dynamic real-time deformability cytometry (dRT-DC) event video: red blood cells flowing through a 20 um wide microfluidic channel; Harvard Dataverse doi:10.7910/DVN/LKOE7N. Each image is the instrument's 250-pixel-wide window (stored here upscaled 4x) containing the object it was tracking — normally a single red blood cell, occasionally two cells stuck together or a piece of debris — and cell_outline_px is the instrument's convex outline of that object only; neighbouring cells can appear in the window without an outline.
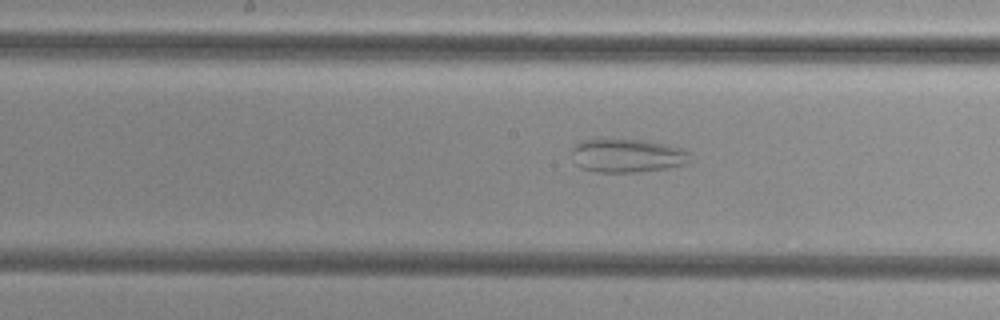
{"species": "common noctule bat (a hibernating species)", "species_latin": "Nyctalus noctula", "temperature_condition": "cold", "stored_images_in_passage": 55, "camera_frame_rate_fps": 3000, "um_per_image_px": 0.085, "animal": {"sex": "female", "body_mass_g": 29.2, "forearm_length_mm": 56.3}, "frame": {"image": 1, "passage_image": 29, "time_ms": 9.333, "image_size_px": [1000, 320], "cell_outline_px": [[692, 160], [688, 164], [664, 168], [636, 172], [596, 172], [580, 168], [576, 164], [572, 152], [572, 148], [580, 140], [644, 140], [664, 144], [680, 148], [692, 152]], "centroid_in_image_um": [53.36, 13.24], "position_along_channel_um": 194.8, "area_um2": 23.12}}
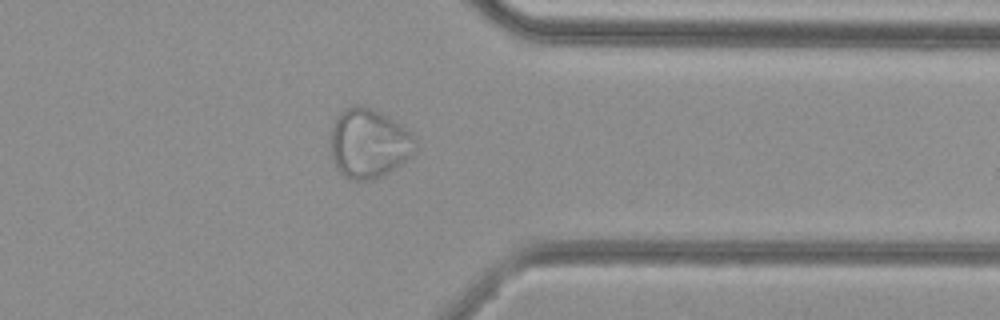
{"frame": {"image": 2, "passage_image": 44, "time_ms": 14.333, "image_size_px": [1000, 320], "cell_outline_px": [[416, 152], [396, 168], [384, 176], [372, 180], [352, 180], [344, 176], [336, 168], [332, 156], [328, 140], [332, 124], [340, 112], [344, 108], [356, 104], [364, 104], [388, 116], [400, 124], [416, 140]], "centroid_in_image_um": [31.32, 12.18], "position_along_channel_um": 380.1, "area_um2": 34.91}}
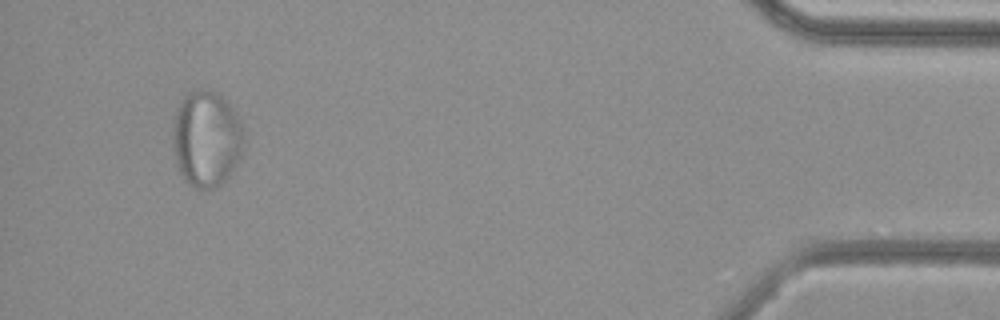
{"frame": {"image": 3, "passage_image": 52, "time_ms": 17.0, "image_size_px": [1000, 320], "cell_outline_px": [[244, 148], [236, 164], [228, 176], [220, 184], [212, 188], [196, 188], [188, 184], [184, 180], [176, 164], [172, 148], [172, 128], [176, 108], [180, 100], [188, 92], [204, 88], [208, 88], [216, 92], [236, 112], [240, 120], [244, 132]], "centroid_in_image_um": [17.52, 11.77], "position_along_channel_um": 417.7, "area_um2": 40.34}}